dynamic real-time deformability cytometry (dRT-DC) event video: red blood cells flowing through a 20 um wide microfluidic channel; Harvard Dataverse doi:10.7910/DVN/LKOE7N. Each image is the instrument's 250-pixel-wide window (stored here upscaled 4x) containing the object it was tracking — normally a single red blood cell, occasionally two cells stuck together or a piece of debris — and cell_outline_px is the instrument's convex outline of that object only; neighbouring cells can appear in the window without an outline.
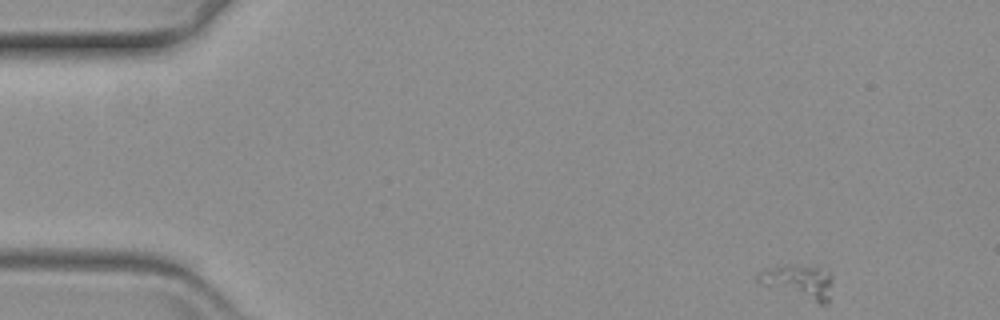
{"species": "common noctule bat (a hibernating species)", "species_latin": "Nyctalus noctula", "temperature_condition": "warm", "stored_images_in_passage": 58, "camera_frame_rate_fps": 3000, "um_per_image_px": 0.085, "animal": {"sex": "female", "body_mass_g": 19.3, "forearm_length_mm": 54.1}, "frame": {"image": 1, "passage_image": 1, "time_ms": 0.0, "image_size_px": [1000, 320], "cell_outline_px": [[832, 280], [828, 304], [820, 304], [760, 284], [756, 280], [756, 272], [764, 268], [784, 264], [816, 264], [828, 272], [832, 276]], "centroid_in_image_um": [67.87, 23.89], "position_along_channel_um": 17.1, "area_um2": 15.37}}
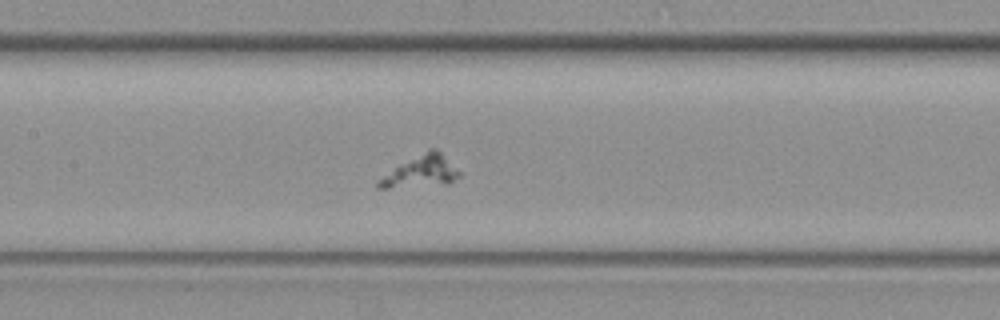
{"frame": {"image": 2, "passage_image": 25, "time_ms": 8.0, "image_size_px": [1000, 320], "cell_outline_px": [[460, 176], [448, 184], [388, 188], [376, 188], [376, 180], [400, 164], [428, 148], [436, 148], [460, 172]], "centroid_in_image_um": [35.76, 14.58], "position_along_channel_um": 171.6, "area_um2": 14.85}}
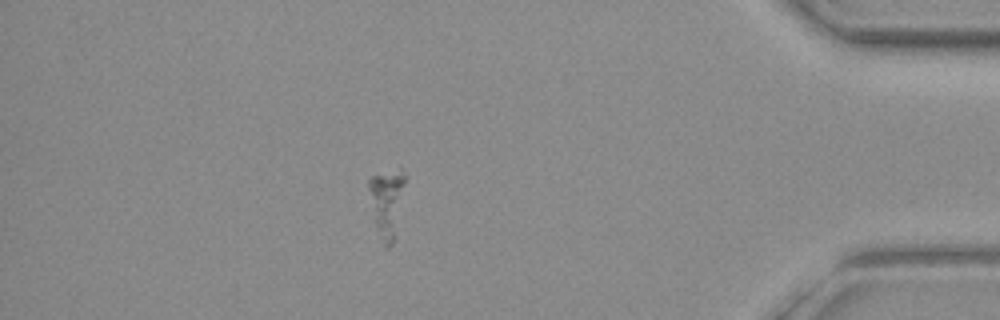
{"frame": {"image": 3, "passage_image": 50, "time_ms": 16.333, "image_size_px": [1000, 320], "cell_outline_px": [[404, 184], [392, 244], [388, 248], [384, 248], [372, 220], [368, 188], [368, 180], [372, 176], [400, 164], [404, 176]], "centroid_in_image_um": [32.82, 17.16], "position_along_channel_um": 402.4, "area_um2": 14.57}}